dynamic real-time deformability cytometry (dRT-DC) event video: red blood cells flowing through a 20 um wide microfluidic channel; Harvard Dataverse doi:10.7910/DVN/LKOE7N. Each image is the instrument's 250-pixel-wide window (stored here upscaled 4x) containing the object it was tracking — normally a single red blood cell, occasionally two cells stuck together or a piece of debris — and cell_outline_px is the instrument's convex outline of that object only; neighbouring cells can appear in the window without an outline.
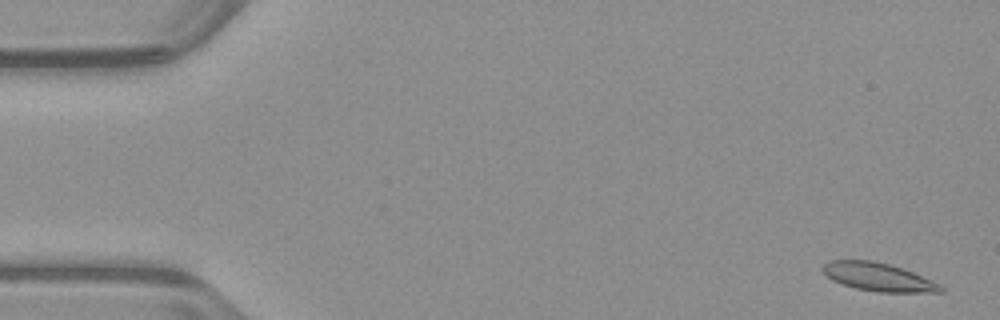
{"species": "common noctule bat (a hibernating species)", "species_latin": "Nyctalus noctula", "temperature_condition": "warm", "stored_images_in_passage": 53, "camera_frame_rate_fps": 3000, "um_per_image_px": 0.085, "animal": {"sex": "male", "body_mass_g": 23.1, "forearm_length_mm": 52.7}, "frame": {"image": 1, "passage_image": 2, "time_ms": 0.333, "image_size_px": [1000, 320], "cell_outline_px": [[944, 292], [880, 292], [856, 288], [832, 280], [824, 276], [824, 264], [828, 260], [872, 260], [888, 264], [912, 272], [940, 284], [944, 288]], "centroid_in_image_um": [74.64, 23.54], "position_along_channel_um": 10.4, "area_um2": 19.13}}
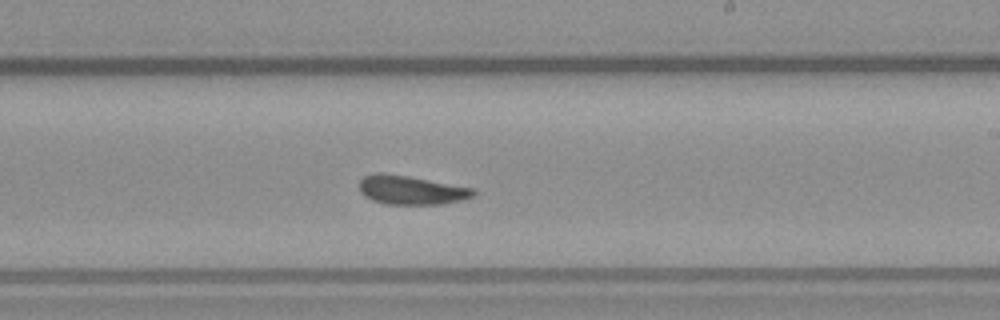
{"frame": {"image": 2, "passage_image": 31, "time_ms": 10.0, "image_size_px": [1000, 320], "cell_outline_px": [[476, 196], [444, 204], [384, 204], [372, 200], [364, 196], [360, 188], [360, 180], [364, 176], [376, 172], [384, 172], [408, 176], [476, 188]], "centroid_in_image_um": [34.98, 16.15], "position_along_channel_um": 254.0, "area_um2": 19.42}}
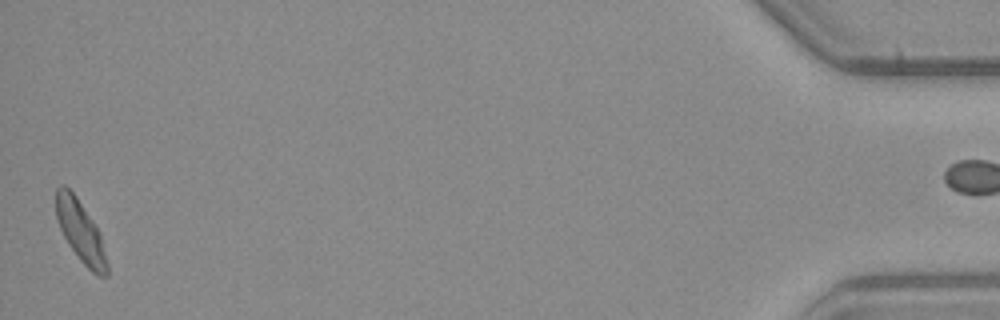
{"frame": {"image": 3, "passage_image": 52, "time_ms": 17.0, "image_size_px": [1000, 320], "cell_outline_px": [[108, 276], [96, 276], [80, 260], [68, 244], [56, 220], [56, 188], [60, 184], [64, 184], [76, 196], [96, 228], [100, 236], [108, 264]], "centroid_in_image_um": [6.82, 19.69], "position_along_channel_um": 428.4, "area_um2": 17.92}, "authors_computed_cell_mechanics": {"area_um2": 19.1318, "velocity_mm_per_s": 3.9258, "shape_relaxation_time_tau1_ms": 3.2237, "shape_relaxation_time_tau2_ms": 1.9596, "deformation_change_tau1": 0.1101, "deformation_change_tau2": 0.0529}}